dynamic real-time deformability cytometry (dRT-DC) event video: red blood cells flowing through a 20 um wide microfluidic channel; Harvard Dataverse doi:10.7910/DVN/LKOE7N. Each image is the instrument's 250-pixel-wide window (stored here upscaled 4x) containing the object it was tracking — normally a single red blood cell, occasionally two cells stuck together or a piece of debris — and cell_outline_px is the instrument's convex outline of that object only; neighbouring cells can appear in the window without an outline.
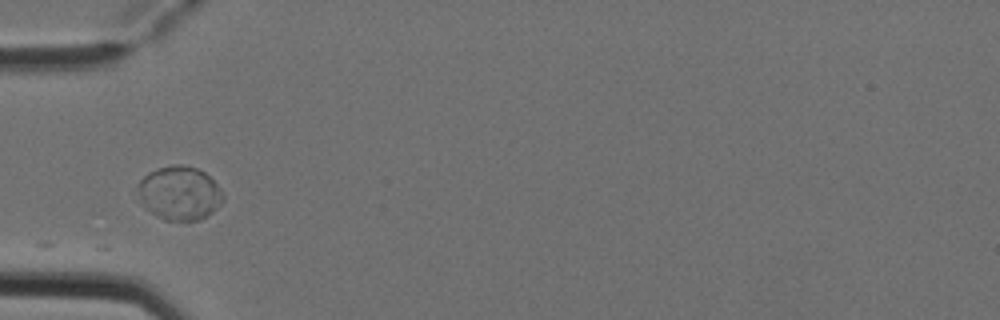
{"species": "Egyptian fruit bat (a non-hibernating species)", "species_latin": "Rousettus aegyptiacus", "temperature_condition": "cold", "stored_images_in_passage": 3, "camera_frame_rate_fps": 3000, "um_per_image_px": 0.085, "animal": {"sex": "female"}, "frame": {"image": 1, "passage_image": 1, "time_ms": 0.0, "image_size_px": [1000, 320], "cell_outline_px": [[224, 200], [208, 216], [200, 220], [164, 220], [144, 208], [136, 188], [136, 184], [148, 172], [172, 164], [180, 164], [196, 168], [204, 172], [220, 188], [224, 196]], "centroid_in_image_um": [15.24, 16.42], "position_along_channel_um": 69.8, "area_um2": 26.82}}
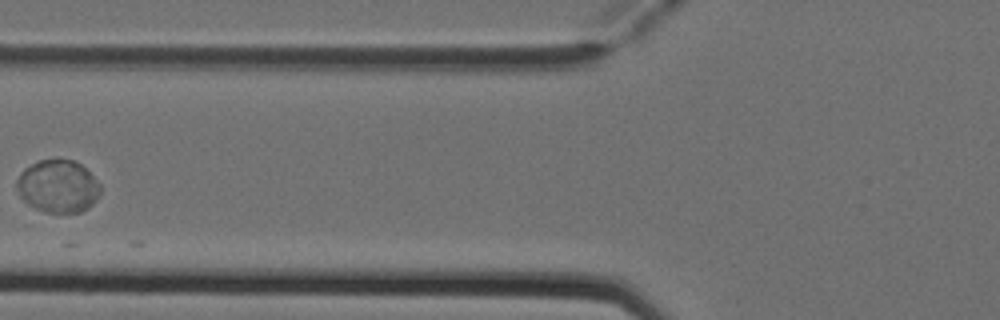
{"frame": {"image": 2, "passage_image": 2, "time_ms": 0.333, "image_size_px": [1000, 320], "cell_outline_px": [[100, 196], [88, 208], [80, 212], [44, 212], [28, 204], [20, 196], [16, 188], [16, 180], [20, 172], [24, 168], [40, 160], [72, 160], [80, 164], [100, 184]], "centroid_in_image_um": [4.91, 15.84], "position_along_channel_um": 120.9, "area_um2": 25.49}}